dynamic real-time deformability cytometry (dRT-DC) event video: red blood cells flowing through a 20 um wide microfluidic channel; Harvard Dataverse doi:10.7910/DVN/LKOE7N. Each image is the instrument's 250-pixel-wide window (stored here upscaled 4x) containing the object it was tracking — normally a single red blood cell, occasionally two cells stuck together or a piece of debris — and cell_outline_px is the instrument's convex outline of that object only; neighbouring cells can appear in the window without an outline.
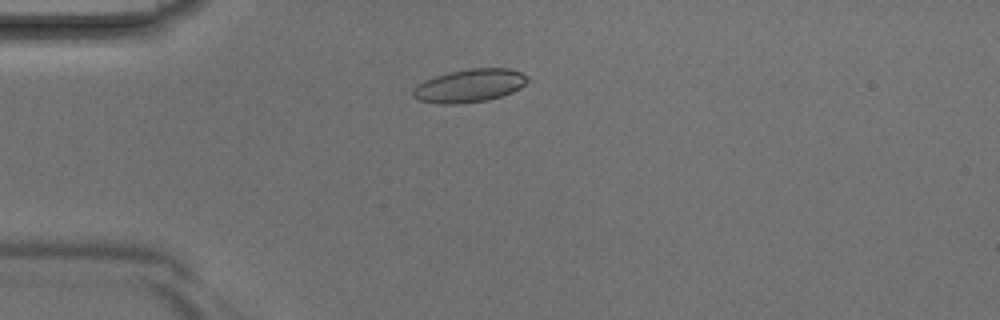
{"species": "Egyptian fruit bat (a non-hibernating species)", "species_latin": "Rousettus aegyptiacus", "temperature_condition": "room temperature", "stored_images_in_passage": 3, "camera_frame_rate_fps": 3000, "um_per_image_px": 0.085, "animal": {"sex": "male"}, "frame": {"image": 1, "passage_image": 3, "time_ms": 0.667, "image_size_px": [1000, 320], "cell_outline_px": [[528, 80], [520, 88], [512, 92], [488, 100], [456, 104], [440, 104], [420, 100], [412, 96], [412, 88], [416, 84], [424, 80], [448, 72], [468, 68], [508, 68], [520, 72]], "centroid_in_image_um": [39.85, 7.28], "position_along_channel_um": 45.1, "area_um2": 22.08}}